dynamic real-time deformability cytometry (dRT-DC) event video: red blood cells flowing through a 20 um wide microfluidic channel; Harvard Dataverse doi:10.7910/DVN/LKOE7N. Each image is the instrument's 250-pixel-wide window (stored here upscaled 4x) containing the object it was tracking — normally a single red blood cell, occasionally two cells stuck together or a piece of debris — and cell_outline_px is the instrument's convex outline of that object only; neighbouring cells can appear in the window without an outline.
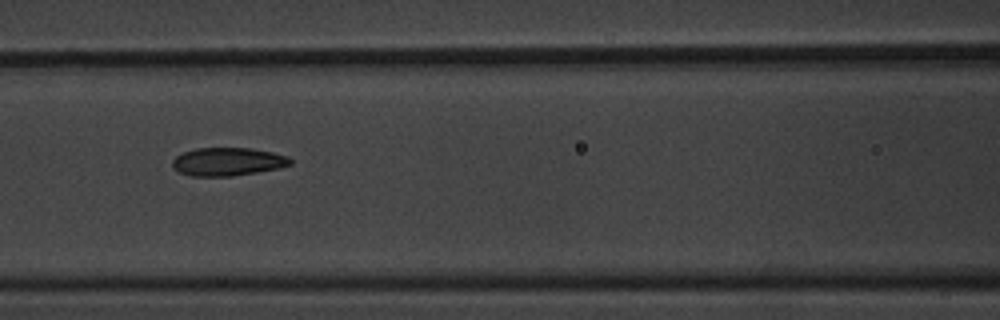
{"species": "common noctule bat (a hibernating species)", "species_latin": "Nyctalus noctula", "temperature_condition": "warm", "stored_images_in_passage": 9, "camera_frame_rate_fps": 3000, "um_per_image_px": 0.085, "animal": {"sex": "male", "body_mass_g": 20.1, "forearm_length_mm": 53.5}, "frame": {"image": 1, "passage_image": 8, "time_ms": 2.333, "image_size_px": [1000, 320], "cell_outline_px": [[292, 164], [276, 168], [256, 172], [232, 176], [192, 176], [180, 172], [172, 164], [172, 160], [176, 156], [184, 152], [196, 148], [252, 148], [272, 152], [288, 156], [292, 160]], "centroid_in_image_um": [19.37, 13.73], "position_along_channel_um": 147.2, "area_um2": 19.19}}
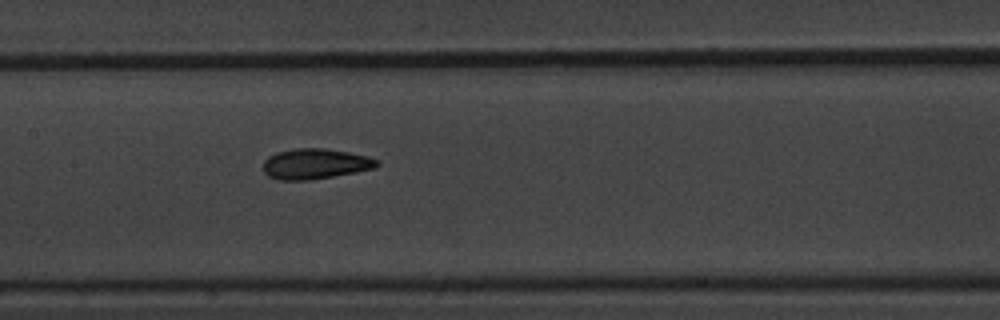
{"frame": {"image": 2, "passage_image": 9, "time_ms": 2.667, "image_size_px": [1000, 320], "cell_outline_px": [[380, 164], [376, 168], [356, 172], [312, 180], [276, 180], [268, 176], [264, 172], [264, 160], [268, 156], [276, 152], [296, 148], [324, 148], [348, 152], [368, 156], [376, 160]], "centroid_in_image_um": [26.78, 13.93], "position_along_channel_um": 180.6, "area_um2": 20.29}}